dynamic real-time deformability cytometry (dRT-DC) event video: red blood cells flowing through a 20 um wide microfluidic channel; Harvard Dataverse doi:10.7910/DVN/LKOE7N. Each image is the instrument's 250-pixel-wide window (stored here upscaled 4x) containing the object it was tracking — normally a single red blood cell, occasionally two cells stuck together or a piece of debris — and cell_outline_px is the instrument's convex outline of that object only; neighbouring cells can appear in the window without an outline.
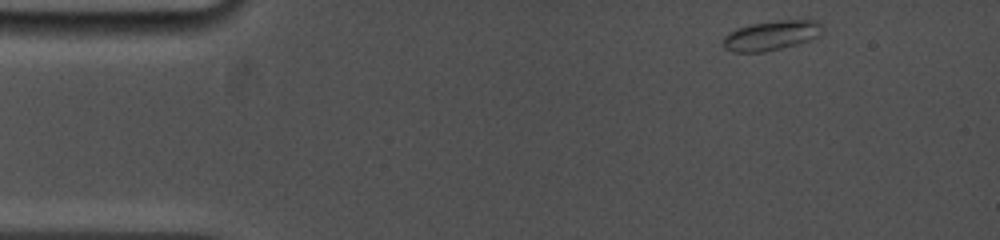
{"species": "common noctule bat (a hibernating species)", "species_latin": "Nyctalus noctula", "temperature_condition": "cold", "stored_images_in_passage": 72, "camera_frame_rate_fps": 5000, "um_per_image_px": 0.085, "animal": {"sex": "female", "body_mass_g": 19.0, "forearm_length_mm": 53.3}, "frame": {"image": 1, "passage_image": 1, "time_ms": 0.0, "image_size_px": [1000, 240], "cell_outline_px": [[820, 36], [808, 40], [780, 48], [764, 52], [732, 52], [724, 48], [724, 36], [728, 32], [736, 28], [752, 24], [780, 20], [816, 20], [820, 24]], "centroid_in_image_um": [65.51, 3.01], "position_along_channel_um": 19.5, "area_um2": 16.88}}
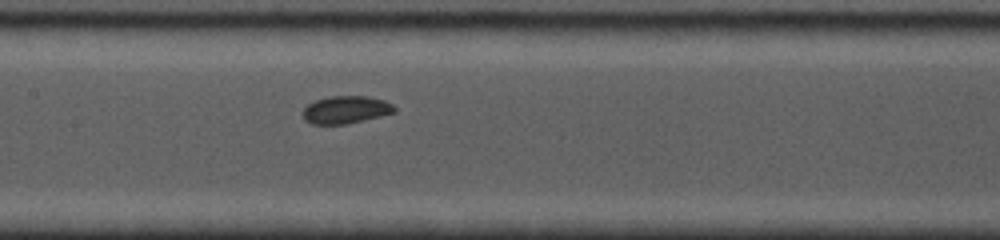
{"frame": {"image": 2, "passage_image": 32, "time_ms": 6.2, "image_size_px": [1000, 240], "cell_outline_px": [[396, 112], [348, 124], [312, 124], [304, 120], [304, 108], [308, 104], [316, 100], [328, 96], [368, 96], [384, 100], [392, 104], [396, 108]], "centroid_in_image_um": [29.41, 9.32], "position_along_channel_um": 178.0, "area_um2": 14.74}}
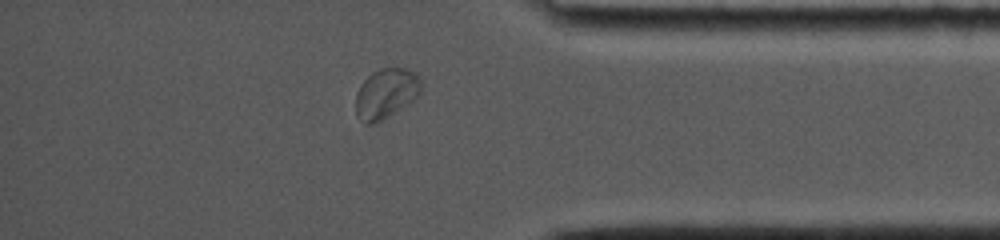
{"frame": {"image": 3, "passage_image": 62, "time_ms": 12.2, "image_size_px": [1000, 240], "cell_outline_px": [[420, 92], [412, 100], [388, 116], [372, 124], [364, 124], [356, 116], [356, 92], [360, 84], [372, 72], [380, 68], [408, 68], [416, 72], [420, 80]], "centroid_in_image_um": [32.77, 7.92], "position_along_channel_um": 402.4, "area_um2": 18.9}, "authors_computed_cell_mechanics": {"area_um2": 15.0858, "velocity_mm_per_s": 3.8383, "shape_relaxation_time_tau1_ms": 2.1275, "shape_relaxation_time_tau2_ms": null, "deformation_change_tau1": 0.0492, "deformation_change_tau2": null}}